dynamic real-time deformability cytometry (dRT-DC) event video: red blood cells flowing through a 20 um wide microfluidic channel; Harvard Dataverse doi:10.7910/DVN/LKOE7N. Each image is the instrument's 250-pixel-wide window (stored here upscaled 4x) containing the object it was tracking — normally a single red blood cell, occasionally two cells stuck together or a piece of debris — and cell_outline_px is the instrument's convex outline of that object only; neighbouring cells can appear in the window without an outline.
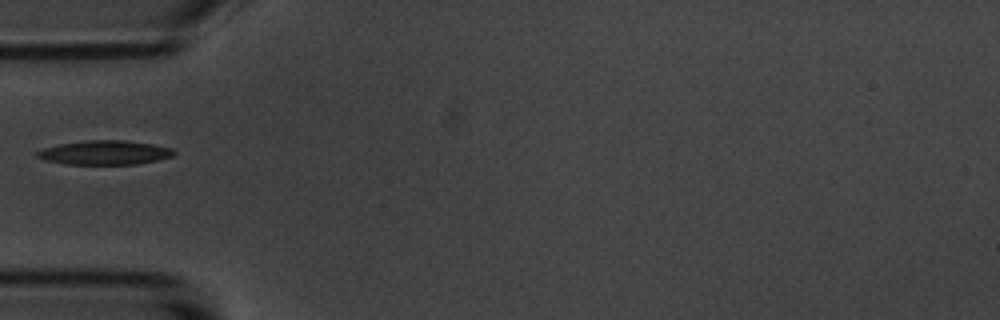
{"species": "common noctule bat (a hibernating species)", "species_latin": "Nyctalus noctula", "temperature_condition": "room temperature", "stored_images_in_passage": 39, "camera_frame_rate_fps": 3000, "um_per_image_px": 0.085, "animal": {"sex": "male", "body_mass_g": 20.1, "forearm_length_mm": 53.5}, "frame": {"image": 1, "passage_image": 1, "time_ms": 0.0, "image_size_px": [1000, 320], "cell_outline_px": [[176, 152], [172, 156], [156, 160], [136, 164], [68, 164], [44, 160], [36, 156], [36, 152], [44, 148], [60, 144], [88, 140], [124, 140], [152, 144], [172, 148]], "centroid_in_image_um": [8.9, 12.97], "position_along_channel_um": 76.1, "area_um2": 19.07}}
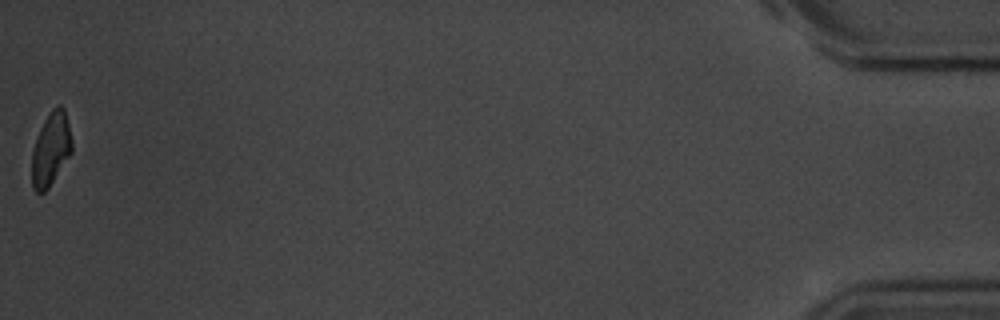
{"frame": {"image": 2, "passage_image": 39, "time_ms": 12.667, "image_size_px": [1000, 320], "cell_outline_px": [[72, 152], [48, 188], [44, 192], [36, 192], [32, 188], [32, 152], [40, 128], [52, 108], [56, 104], [60, 104], [64, 108], [72, 140]], "centroid_in_image_um": [4.33, 12.66], "position_along_channel_um": 430.9, "area_um2": 16.94}}